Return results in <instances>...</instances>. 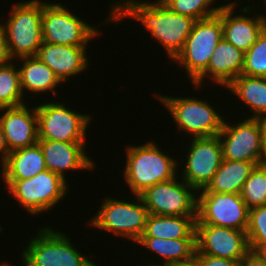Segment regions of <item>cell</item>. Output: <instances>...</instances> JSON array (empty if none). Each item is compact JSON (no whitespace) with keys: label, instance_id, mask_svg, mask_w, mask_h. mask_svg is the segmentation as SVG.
<instances>
[{"label":"cell","instance_id":"obj_1","mask_svg":"<svg viewBox=\"0 0 266 266\" xmlns=\"http://www.w3.org/2000/svg\"><path fill=\"white\" fill-rule=\"evenodd\" d=\"M149 2V3H148ZM110 11L105 21L117 23L124 18H132L141 22L151 38L163 45L167 58L174 60L183 50L195 19L173 12L161 0H121L110 5Z\"/></svg>","mask_w":266,"mask_h":266},{"label":"cell","instance_id":"obj_2","mask_svg":"<svg viewBox=\"0 0 266 266\" xmlns=\"http://www.w3.org/2000/svg\"><path fill=\"white\" fill-rule=\"evenodd\" d=\"M123 170L125 184L133 195H140L153 185L178 176V161L164 153L154 139L142 145L126 146Z\"/></svg>","mask_w":266,"mask_h":266},{"label":"cell","instance_id":"obj_3","mask_svg":"<svg viewBox=\"0 0 266 266\" xmlns=\"http://www.w3.org/2000/svg\"><path fill=\"white\" fill-rule=\"evenodd\" d=\"M6 19L0 25L4 29L11 58L36 56L43 42L42 1L17 2Z\"/></svg>","mask_w":266,"mask_h":266},{"label":"cell","instance_id":"obj_4","mask_svg":"<svg viewBox=\"0 0 266 266\" xmlns=\"http://www.w3.org/2000/svg\"><path fill=\"white\" fill-rule=\"evenodd\" d=\"M38 228L21 252V266H98L82 254L62 231Z\"/></svg>","mask_w":266,"mask_h":266},{"label":"cell","instance_id":"obj_5","mask_svg":"<svg viewBox=\"0 0 266 266\" xmlns=\"http://www.w3.org/2000/svg\"><path fill=\"white\" fill-rule=\"evenodd\" d=\"M162 95V96H161ZM157 95L159 103H162L169 111L172 120L177 126L176 132L181 131L190 134L191 138L218 136L222 130L225 117L217 108L209 104L208 100L198 97H175Z\"/></svg>","mask_w":266,"mask_h":266},{"label":"cell","instance_id":"obj_6","mask_svg":"<svg viewBox=\"0 0 266 266\" xmlns=\"http://www.w3.org/2000/svg\"><path fill=\"white\" fill-rule=\"evenodd\" d=\"M7 191L19 205L33 216L50 211L68 195V183L58 174L46 169L25 180H3Z\"/></svg>","mask_w":266,"mask_h":266},{"label":"cell","instance_id":"obj_7","mask_svg":"<svg viewBox=\"0 0 266 266\" xmlns=\"http://www.w3.org/2000/svg\"><path fill=\"white\" fill-rule=\"evenodd\" d=\"M135 202L119 198L105 197L97 214L89 220V225L97 229L113 232L118 238L137 242L143 235L149 212L140 195H134ZM138 201V202H137Z\"/></svg>","mask_w":266,"mask_h":266},{"label":"cell","instance_id":"obj_8","mask_svg":"<svg viewBox=\"0 0 266 266\" xmlns=\"http://www.w3.org/2000/svg\"><path fill=\"white\" fill-rule=\"evenodd\" d=\"M222 38L220 10L217 15L195 21L183 50L172 62L186 71L193 84L207 70L211 55Z\"/></svg>","mask_w":266,"mask_h":266},{"label":"cell","instance_id":"obj_9","mask_svg":"<svg viewBox=\"0 0 266 266\" xmlns=\"http://www.w3.org/2000/svg\"><path fill=\"white\" fill-rule=\"evenodd\" d=\"M99 31V32H98ZM100 29L86 23L72 13L65 4L42 2V39L43 42L87 46L89 40L96 38Z\"/></svg>","mask_w":266,"mask_h":266},{"label":"cell","instance_id":"obj_10","mask_svg":"<svg viewBox=\"0 0 266 266\" xmlns=\"http://www.w3.org/2000/svg\"><path fill=\"white\" fill-rule=\"evenodd\" d=\"M67 104L46 102L36 106L38 139L64 142H85L91 118L86 113L73 111Z\"/></svg>","mask_w":266,"mask_h":266},{"label":"cell","instance_id":"obj_11","mask_svg":"<svg viewBox=\"0 0 266 266\" xmlns=\"http://www.w3.org/2000/svg\"><path fill=\"white\" fill-rule=\"evenodd\" d=\"M223 123L219 132L223 159L260 164L263 153L264 119L246 117L238 123Z\"/></svg>","mask_w":266,"mask_h":266},{"label":"cell","instance_id":"obj_12","mask_svg":"<svg viewBox=\"0 0 266 266\" xmlns=\"http://www.w3.org/2000/svg\"><path fill=\"white\" fill-rule=\"evenodd\" d=\"M178 177L160 182L140 194L149 214L197 216L198 191Z\"/></svg>","mask_w":266,"mask_h":266},{"label":"cell","instance_id":"obj_13","mask_svg":"<svg viewBox=\"0 0 266 266\" xmlns=\"http://www.w3.org/2000/svg\"><path fill=\"white\" fill-rule=\"evenodd\" d=\"M196 224L246 231L249 209L240 194L199 192Z\"/></svg>","mask_w":266,"mask_h":266},{"label":"cell","instance_id":"obj_14","mask_svg":"<svg viewBox=\"0 0 266 266\" xmlns=\"http://www.w3.org/2000/svg\"><path fill=\"white\" fill-rule=\"evenodd\" d=\"M186 161L182 166V178L197 191L212 180L223 161L222 147L218 136L192 138ZM183 172V173H182Z\"/></svg>","mask_w":266,"mask_h":266},{"label":"cell","instance_id":"obj_15","mask_svg":"<svg viewBox=\"0 0 266 266\" xmlns=\"http://www.w3.org/2000/svg\"><path fill=\"white\" fill-rule=\"evenodd\" d=\"M195 254L241 261L251 250L246 231L209 224H196Z\"/></svg>","mask_w":266,"mask_h":266},{"label":"cell","instance_id":"obj_16","mask_svg":"<svg viewBox=\"0 0 266 266\" xmlns=\"http://www.w3.org/2000/svg\"><path fill=\"white\" fill-rule=\"evenodd\" d=\"M237 3L235 1L227 2L221 9L222 37L245 53L263 32L264 15L259 12L250 17L253 6L240 8L243 14L237 15L238 11L235 12L236 5H239Z\"/></svg>","mask_w":266,"mask_h":266},{"label":"cell","instance_id":"obj_17","mask_svg":"<svg viewBox=\"0 0 266 266\" xmlns=\"http://www.w3.org/2000/svg\"><path fill=\"white\" fill-rule=\"evenodd\" d=\"M45 159L46 168L66 179V171H93L94 158L87 156L85 142H64L38 139Z\"/></svg>","mask_w":266,"mask_h":266},{"label":"cell","instance_id":"obj_18","mask_svg":"<svg viewBox=\"0 0 266 266\" xmlns=\"http://www.w3.org/2000/svg\"><path fill=\"white\" fill-rule=\"evenodd\" d=\"M28 106L23 104L0 109V123L9 152L38 143L36 106L32 109Z\"/></svg>","mask_w":266,"mask_h":266},{"label":"cell","instance_id":"obj_19","mask_svg":"<svg viewBox=\"0 0 266 266\" xmlns=\"http://www.w3.org/2000/svg\"><path fill=\"white\" fill-rule=\"evenodd\" d=\"M87 46H69L42 42L37 57L47 64L61 83L87 69L90 65Z\"/></svg>","mask_w":266,"mask_h":266},{"label":"cell","instance_id":"obj_20","mask_svg":"<svg viewBox=\"0 0 266 266\" xmlns=\"http://www.w3.org/2000/svg\"><path fill=\"white\" fill-rule=\"evenodd\" d=\"M244 57L243 51L222 38L211 55L207 70L192 85L195 89L200 88L207 77L208 80L226 88L241 75Z\"/></svg>","mask_w":266,"mask_h":266},{"label":"cell","instance_id":"obj_21","mask_svg":"<svg viewBox=\"0 0 266 266\" xmlns=\"http://www.w3.org/2000/svg\"><path fill=\"white\" fill-rule=\"evenodd\" d=\"M2 180H25L46 170L43 151L37 143L11 151L1 167Z\"/></svg>","mask_w":266,"mask_h":266},{"label":"cell","instance_id":"obj_22","mask_svg":"<svg viewBox=\"0 0 266 266\" xmlns=\"http://www.w3.org/2000/svg\"><path fill=\"white\" fill-rule=\"evenodd\" d=\"M17 60L22 63L18 68L24 96H26L25 92L28 94L29 92L31 94L40 93L42 96V93L52 91V95L56 97V88L61 82L47 64L43 63L37 56L18 58L16 62Z\"/></svg>","mask_w":266,"mask_h":266},{"label":"cell","instance_id":"obj_23","mask_svg":"<svg viewBox=\"0 0 266 266\" xmlns=\"http://www.w3.org/2000/svg\"><path fill=\"white\" fill-rule=\"evenodd\" d=\"M136 243L162 257L161 264L170 266L193 260L197 250L196 238L140 237Z\"/></svg>","mask_w":266,"mask_h":266},{"label":"cell","instance_id":"obj_24","mask_svg":"<svg viewBox=\"0 0 266 266\" xmlns=\"http://www.w3.org/2000/svg\"><path fill=\"white\" fill-rule=\"evenodd\" d=\"M257 164L223 159L207 186L198 192L240 194L243 184Z\"/></svg>","mask_w":266,"mask_h":266},{"label":"cell","instance_id":"obj_25","mask_svg":"<svg viewBox=\"0 0 266 266\" xmlns=\"http://www.w3.org/2000/svg\"><path fill=\"white\" fill-rule=\"evenodd\" d=\"M197 216H160L149 214L141 237L164 239L196 238Z\"/></svg>","mask_w":266,"mask_h":266},{"label":"cell","instance_id":"obj_26","mask_svg":"<svg viewBox=\"0 0 266 266\" xmlns=\"http://www.w3.org/2000/svg\"><path fill=\"white\" fill-rule=\"evenodd\" d=\"M236 97L245 103L253 118H266V77L239 75L227 87Z\"/></svg>","mask_w":266,"mask_h":266},{"label":"cell","instance_id":"obj_27","mask_svg":"<svg viewBox=\"0 0 266 266\" xmlns=\"http://www.w3.org/2000/svg\"><path fill=\"white\" fill-rule=\"evenodd\" d=\"M0 67V109L26 104L21 87L20 72L17 63Z\"/></svg>","mask_w":266,"mask_h":266},{"label":"cell","instance_id":"obj_28","mask_svg":"<svg viewBox=\"0 0 266 266\" xmlns=\"http://www.w3.org/2000/svg\"><path fill=\"white\" fill-rule=\"evenodd\" d=\"M240 196L250 210L266 205V167L256 165L243 184Z\"/></svg>","mask_w":266,"mask_h":266},{"label":"cell","instance_id":"obj_29","mask_svg":"<svg viewBox=\"0 0 266 266\" xmlns=\"http://www.w3.org/2000/svg\"><path fill=\"white\" fill-rule=\"evenodd\" d=\"M173 12L202 20L217 15L223 5L214 6L217 0H161ZM214 6V7H213Z\"/></svg>","mask_w":266,"mask_h":266},{"label":"cell","instance_id":"obj_30","mask_svg":"<svg viewBox=\"0 0 266 266\" xmlns=\"http://www.w3.org/2000/svg\"><path fill=\"white\" fill-rule=\"evenodd\" d=\"M243 75L266 77V31L259 35L256 42L245 52Z\"/></svg>","mask_w":266,"mask_h":266},{"label":"cell","instance_id":"obj_31","mask_svg":"<svg viewBox=\"0 0 266 266\" xmlns=\"http://www.w3.org/2000/svg\"><path fill=\"white\" fill-rule=\"evenodd\" d=\"M246 233L251 251L266 242V205L249 210Z\"/></svg>","mask_w":266,"mask_h":266},{"label":"cell","instance_id":"obj_32","mask_svg":"<svg viewBox=\"0 0 266 266\" xmlns=\"http://www.w3.org/2000/svg\"><path fill=\"white\" fill-rule=\"evenodd\" d=\"M195 259L199 262L200 266H240L241 265V261H234L206 254H195Z\"/></svg>","mask_w":266,"mask_h":266},{"label":"cell","instance_id":"obj_33","mask_svg":"<svg viewBox=\"0 0 266 266\" xmlns=\"http://www.w3.org/2000/svg\"><path fill=\"white\" fill-rule=\"evenodd\" d=\"M12 60L13 59L9 54L4 29L0 25V67L9 64L10 62H12Z\"/></svg>","mask_w":266,"mask_h":266},{"label":"cell","instance_id":"obj_34","mask_svg":"<svg viewBox=\"0 0 266 266\" xmlns=\"http://www.w3.org/2000/svg\"><path fill=\"white\" fill-rule=\"evenodd\" d=\"M240 266H266V262L262 260L253 251H250L242 260Z\"/></svg>","mask_w":266,"mask_h":266},{"label":"cell","instance_id":"obj_35","mask_svg":"<svg viewBox=\"0 0 266 266\" xmlns=\"http://www.w3.org/2000/svg\"><path fill=\"white\" fill-rule=\"evenodd\" d=\"M9 150L7 148V143L5 139V135L3 133L2 125L0 123V165L1 167L5 164L7 157L9 155Z\"/></svg>","mask_w":266,"mask_h":266},{"label":"cell","instance_id":"obj_36","mask_svg":"<svg viewBox=\"0 0 266 266\" xmlns=\"http://www.w3.org/2000/svg\"><path fill=\"white\" fill-rule=\"evenodd\" d=\"M253 252L266 262V242L261 243Z\"/></svg>","mask_w":266,"mask_h":266},{"label":"cell","instance_id":"obj_37","mask_svg":"<svg viewBox=\"0 0 266 266\" xmlns=\"http://www.w3.org/2000/svg\"><path fill=\"white\" fill-rule=\"evenodd\" d=\"M262 166L266 167V118L264 119V141H263V153L260 161Z\"/></svg>","mask_w":266,"mask_h":266},{"label":"cell","instance_id":"obj_38","mask_svg":"<svg viewBox=\"0 0 266 266\" xmlns=\"http://www.w3.org/2000/svg\"><path fill=\"white\" fill-rule=\"evenodd\" d=\"M172 266H200L199 262L194 258L193 260L189 261V262H184V263H180V264H176V265H172Z\"/></svg>","mask_w":266,"mask_h":266},{"label":"cell","instance_id":"obj_39","mask_svg":"<svg viewBox=\"0 0 266 266\" xmlns=\"http://www.w3.org/2000/svg\"><path fill=\"white\" fill-rule=\"evenodd\" d=\"M143 266H144V265H143ZM146 266H170V265H167V264H162V265H161V263H160V265H158V263H157V264H156V263H155V264L152 263V264H148V265H146Z\"/></svg>","mask_w":266,"mask_h":266},{"label":"cell","instance_id":"obj_40","mask_svg":"<svg viewBox=\"0 0 266 266\" xmlns=\"http://www.w3.org/2000/svg\"><path fill=\"white\" fill-rule=\"evenodd\" d=\"M0 266H12L11 263H8V261H4L2 263H0Z\"/></svg>","mask_w":266,"mask_h":266},{"label":"cell","instance_id":"obj_41","mask_svg":"<svg viewBox=\"0 0 266 266\" xmlns=\"http://www.w3.org/2000/svg\"><path fill=\"white\" fill-rule=\"evenodd\" d=\"M266 6V2L264 4ZM266 14V13H263ZM264 30L266 31V15H264Z\"/></svg>","mask_w":266,"mask_h":266}]
</instances>
